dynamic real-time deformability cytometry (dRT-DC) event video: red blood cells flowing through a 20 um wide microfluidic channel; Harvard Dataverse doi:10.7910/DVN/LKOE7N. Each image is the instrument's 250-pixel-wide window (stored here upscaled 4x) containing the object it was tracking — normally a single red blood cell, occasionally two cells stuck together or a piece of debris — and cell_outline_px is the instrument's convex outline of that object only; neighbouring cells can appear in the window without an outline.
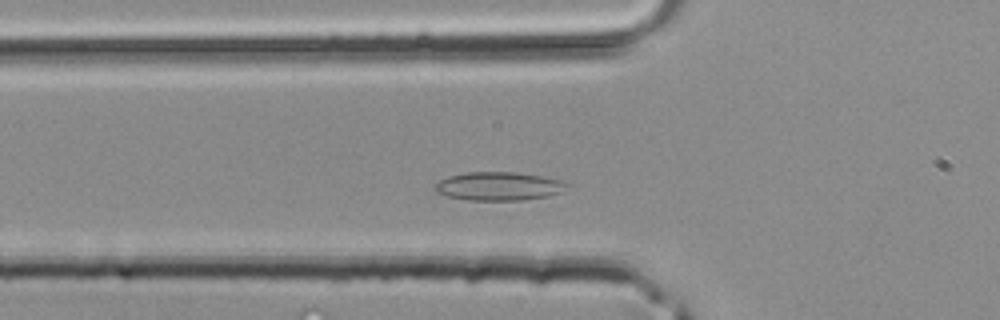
{"species": "common noctule bat (a hibernating species)", "species_latin": "Nyctalus noctula", "temperature_condition": "room temperature", "stored_images_in_passage": 34, "camera_frame_rate_fps": 3000, "um_per_image_px": 0.085, "animal": {"sex": "male", "body_mass_g": 20.4}, "frame": {"image": 1, "passage_image": 7, "time_ms": 2.0, "image_size_px": [1000, 320], "cell_outline_px": [[572, 184], [560, 192], [548, 196], [520, 200], [468, 200], [448, 196], [436, 192], [432, 188], [440, 180], [448, 176], [468, 172], [512, 172], [540, 176], [560, 180]], "centroid_in_image_um": [42.38, 15.83], "position_along_channel_um": 83.4, "area_um2": 21.79}}
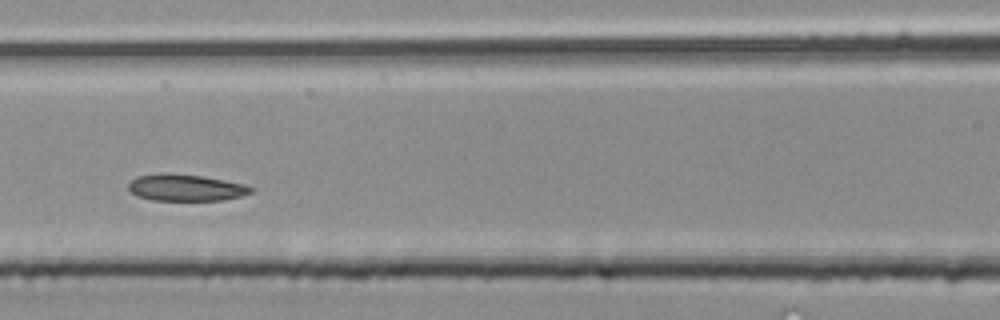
{"frame": {"image": 2, "passage_image": 11, "time_ms": 3.333, "image_size_px": [1000, 320], "cell_outline_px": [[252, 192], [240, 196], [220, 200], [152, 200], [136, 196], [128, 188], [128, 184], [136, 176], [164, 172], [204, 176], [244, 184], [252, 188]], "centroid_in_image_um": [15.74, 15.94], "position_along_channel_um": 150.9, "area_um2": 19.02}}
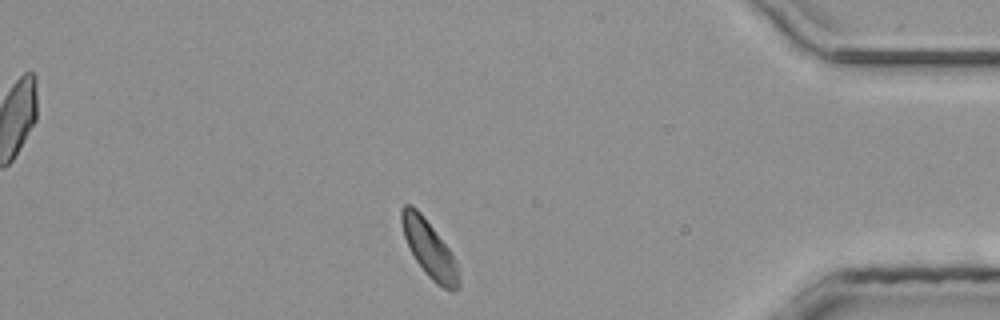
{"frame": {"image": 3, "passage_image": 28, "time_ms": 9.0, "image_size_px": [1000, 320], "cell_outline_px": [[460, 288], [452, 292], [436, 284], [424, 272], [416, 260], [404, 236], [400, 220], [400, 208], [404, 204], [412, 204], [420, 212], [448, 248], [456, 260], [460, 280]], "centroid_in_image_um": [36.49, 21.17], "position_along_channel_um": 398.7, "area_um2": 18.84}}